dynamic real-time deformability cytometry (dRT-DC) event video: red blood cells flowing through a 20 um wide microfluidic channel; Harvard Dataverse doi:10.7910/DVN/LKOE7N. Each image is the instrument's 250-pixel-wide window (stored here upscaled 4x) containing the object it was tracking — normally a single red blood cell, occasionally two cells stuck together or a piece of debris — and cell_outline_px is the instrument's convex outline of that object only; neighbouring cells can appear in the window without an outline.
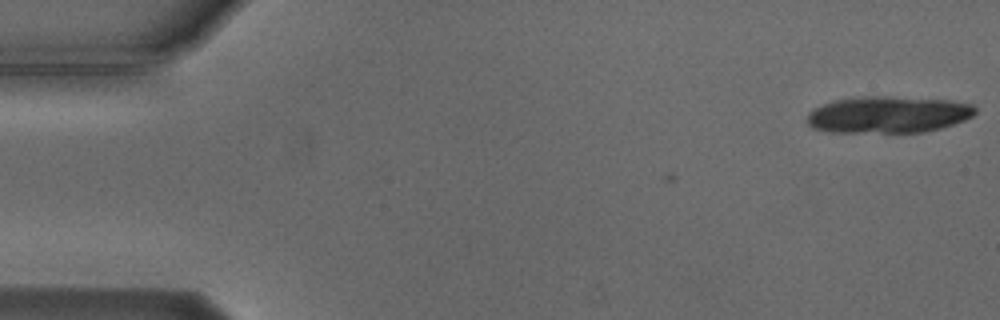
{"species": "Egyptian fruit bat (a non-hibernating species)", "species_latin": "Rousettus aegyptiacus", "temperature_condition": "cold", "stored_images_in_passage": 2, "camera_frame_rate_fps": 3000, "um_per_image_px": 0.085, "animal": {"sex": "male"}, "frame": {"image": 1, "passage_image": 2, "time_ms": 1.333, "image_size_px": [1000, 320], "cell_outline_px": [[976, 112], [972, 116], [964, 120], [940, 128], [924, 132], [832, 132], [812, 128], [808, 124], [808, 112], [812, 108], [832, 100], [860, 96], [888, 96], [952, 100], [972, 104], [976, 108]], "centroid_in_image_um": [75.47, 9.73], "position_along_channel_um": 9.5, "area_um2": 36.24}}